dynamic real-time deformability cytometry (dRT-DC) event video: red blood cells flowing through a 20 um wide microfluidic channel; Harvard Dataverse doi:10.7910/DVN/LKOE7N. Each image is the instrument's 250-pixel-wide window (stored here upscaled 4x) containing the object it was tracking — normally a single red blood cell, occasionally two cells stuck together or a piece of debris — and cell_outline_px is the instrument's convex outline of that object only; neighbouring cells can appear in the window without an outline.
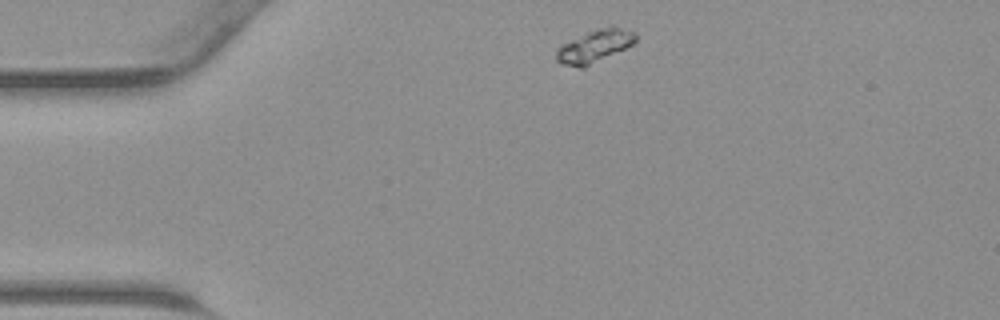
{"species": "common noctule bat (a hibernating species)", "species_latin": "Nyctalus noctula", "temperature_condition": "warm", "stored_images_in_passage": 39, "camera_frame_rate_fps": 3000, "um_per_image_px": 0.085, "animal": {"sex": "male", "body_mass_g": 23.1, "forearm_length_mm": 52.7}, "frame": {"image": 1, "passage_image": 1, "time_ms": 0.0, "image_size_px": [1000, 320], "cell_outline_px": [[636, 40], [632, 44], [584, 68], [580, 68], [560, 64], [556, 60], [556, 52], [560, 44], [588, 32], [612, 24], [636, 32]], "centroid_in_image_um": [50.52, 3.91], "position_along_channel_um": 34.5, "area_um2": 15.14}}
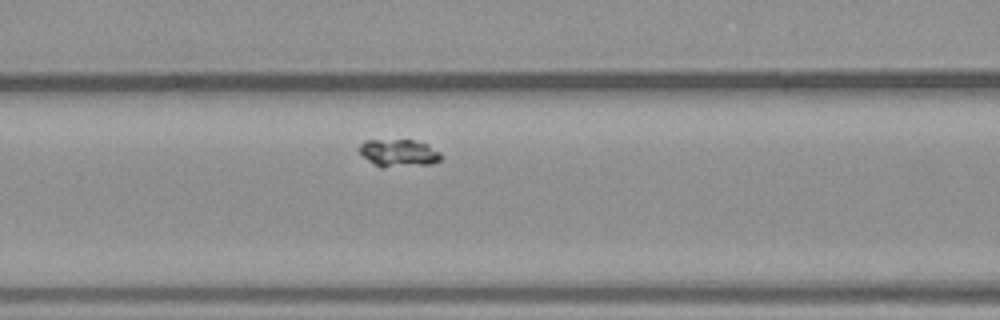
{"frame": {"image": 2, "passage_image": 11, "time_ms": 3.333, "image_size_px": [1000, 320], "cell_outline_px": [[444, 156], [440, 160], [432, 164], [384, 168], [380, 168], [368, 160], [360, 152], [360, 144], [364, 140], [412, 140], [428, 144], [440, 152]], "centroid_in_image_um": [33.93, 13.02], "position_along_channel_um": 132.7, "area_um2": 13.24}}
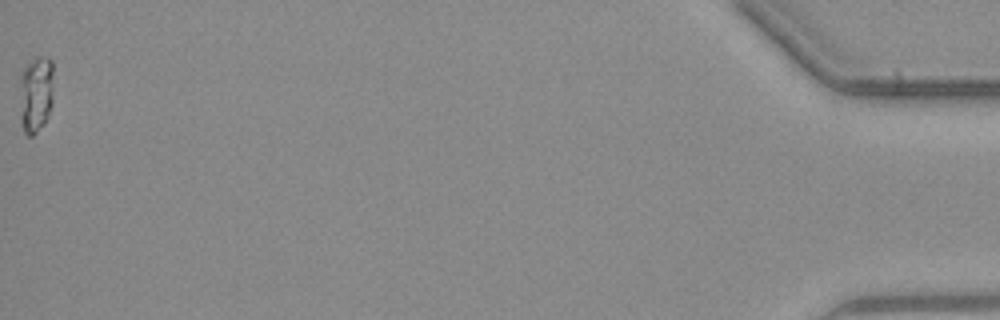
{"frame": {"image": 3, "passage_image": 39, "time_ms": 12.667, "image_size_px": [1000, 320], "cell_outline_px": [[52, 104], [48, 116], [44, 124], [32, 136], [28, 136], [24, 132], [20, 120], [20, 72], [28, 60], [36, 56], [48, 56], [52, 60]], "centroid_in_image_um": [3.03, 7.95], "position_along_channel_um": 432.2, "area_um2": 15.66}}